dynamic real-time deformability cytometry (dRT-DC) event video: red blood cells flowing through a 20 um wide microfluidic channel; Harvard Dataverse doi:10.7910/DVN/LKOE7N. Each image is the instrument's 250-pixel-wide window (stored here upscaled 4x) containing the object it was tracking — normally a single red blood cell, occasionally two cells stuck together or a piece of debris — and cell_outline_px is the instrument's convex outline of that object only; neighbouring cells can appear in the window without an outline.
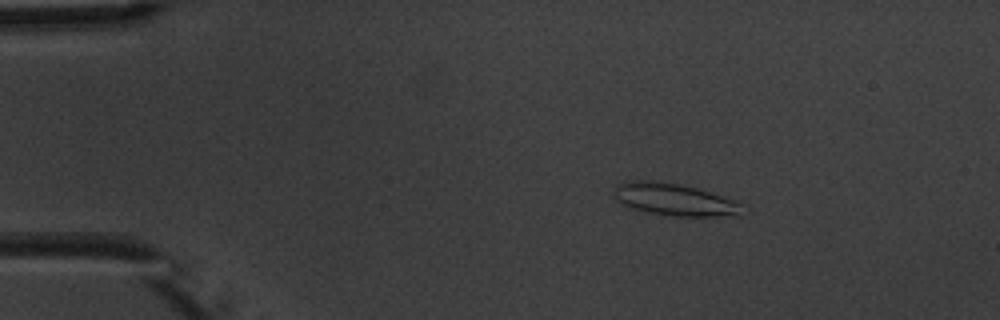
{"species": "common noctule bat (a hibernating species)", "species_latin": "Nyctalus noctula", "temperature_condition": "warm", "stored_images_in_passage": 3, "camera_frame_rate_fps": 3000, "um_per_image_px": 0.085, "animal": {"sex": "male", "body_mass_g": 20.1, "forearm_length_mm": 53.5}, "frame": {"image": 1, "passage_image": 1, "time_ms": 0.0, "image_size_px": [1000, 320], "cell_outline_px": [[740, 204], [736, 216], [672, 216], [648, 212], [632, 208], [620, 204], [616, 200], [616, 188], [624, 180], [652, 180], [680, 184], [696, 188], [732, 200]], "centroid_in_image_um": [57.23, 16.95], "position_along_channel_um": 27.8, "area_um2": 23.52}}